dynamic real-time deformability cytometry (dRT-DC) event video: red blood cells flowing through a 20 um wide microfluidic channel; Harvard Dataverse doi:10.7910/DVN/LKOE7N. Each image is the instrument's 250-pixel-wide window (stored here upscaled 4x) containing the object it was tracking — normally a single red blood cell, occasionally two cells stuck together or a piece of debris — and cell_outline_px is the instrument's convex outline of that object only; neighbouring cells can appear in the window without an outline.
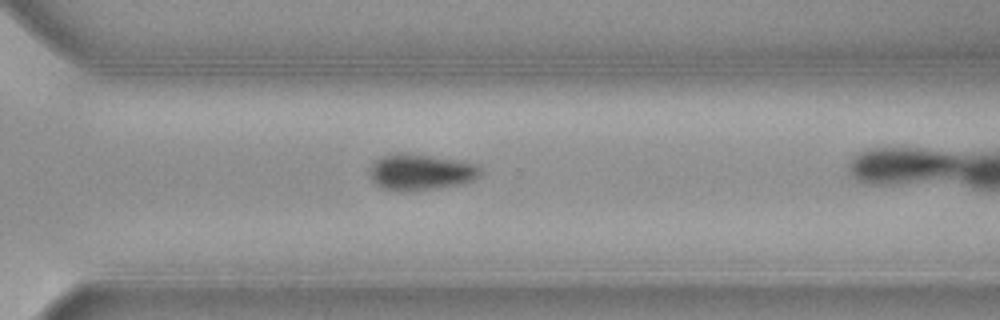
{"species": "common noctule bat (a hibernating species)", "species_latin": "Nyctalus noctula", "temperature_condition": "cold", "stored_images_in_passage": 28, "camera_frame_rate_fps": 3000, "um_per_image_px": 0.085, "animal": {"sex": "female", "body_mass_g": 19.3, "forearm_length_mm": 54.1}, "frame": {"image": 1, "passage_image": 24, "time_ms": 7.667, "image_size_px": [1000, 320], "cell_outline_px": [[480, 176], [464, 184], [440, 188], [412, 192], [392, 192], [380, 188], [368, 176], [368, 168], [380, 156], [428, 156], [476, 164], [480, 168]], "centroid_in_image_um": [35.71, 14.72], "position_along_channel_um": 334.9, "area_um2": 23.06}}